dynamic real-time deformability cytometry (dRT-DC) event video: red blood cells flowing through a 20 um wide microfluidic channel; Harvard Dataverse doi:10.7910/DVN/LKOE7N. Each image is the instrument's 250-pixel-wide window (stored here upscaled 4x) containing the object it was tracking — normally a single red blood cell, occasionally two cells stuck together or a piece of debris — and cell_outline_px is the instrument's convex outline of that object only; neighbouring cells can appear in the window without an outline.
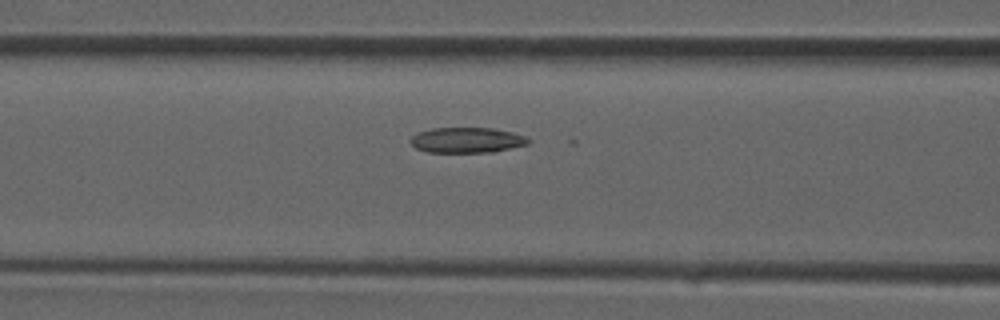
{"species": "common noctule bat (a hibernating species)", "species_latin": "Nyctalus noctula", "temperature_condition": "room temperature", "stored_images_in_passage": 18, "camera_frame_rate_fps": 3000, "um_per_image_px": 0.085, "animal": {"sex": "male", "forearm_length_mm": 52.5}, "frame": {"image": 1, "passage_image": 6, "time_ms": 1.667, "image_size_px": [1000, 320], "cell_outline_px": [[532, 140], [528, 144], [492, 152], [428, 152], [416, 148], [408, 140], [412, 136], [420, 132], [432, 128], [492, 128], [512, 132], [524, 136]], "centroid_in_image_um": [39.68, 11.91], "position_along_channel_um": 126.9, "area_um2": 17.34}}
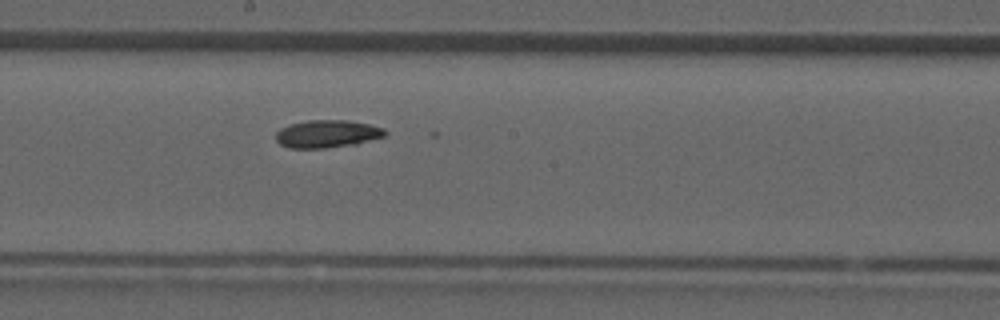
{"frame": {"image": 2, "passage_image": 11, "time_ms": 3.333, "image_size_px": [1000, 320], "cell_outline_px": [[388, 132], [384, 136], [356, 144], [324, 148], [288, 148], [280, 144], [276, 140], [276, 132], [280, 128], [292, 124], [308, 120], [348, 120], [368, 124], [384, 128]], "centroid_in_image_um": [27.81, 11.38], "position_along_channel_um": 220.4, "area_um2": 17.57}}
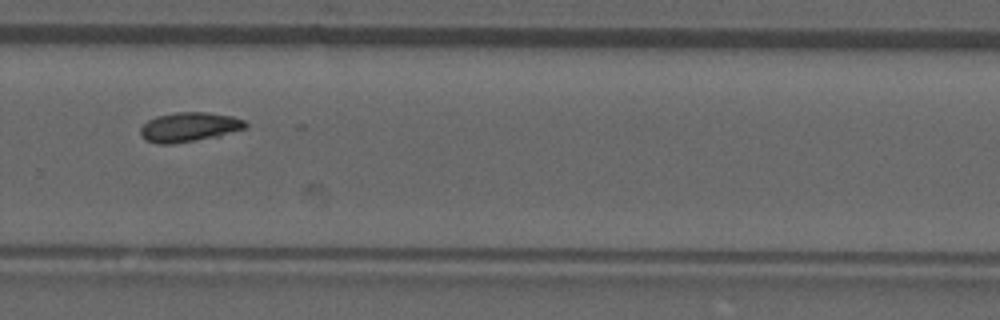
{"frame": {"image": 3, "passage_image": 16, "time_ms": 5.0, "image_size_px": [1000, 320], "cell_outline_px": [[248, 128], [220, 136], [172, 144], [160, 144], [144, 140], [140, 136], [140, 128], [148, 120], [156, 116], [176, 112], [204, 112], [232, 116], [244, 120], [248, 124]], "centroid_in_image_um": [16.09, 10.8], "position_along_channel_um": 313.7, "area_um2": 18.21}}